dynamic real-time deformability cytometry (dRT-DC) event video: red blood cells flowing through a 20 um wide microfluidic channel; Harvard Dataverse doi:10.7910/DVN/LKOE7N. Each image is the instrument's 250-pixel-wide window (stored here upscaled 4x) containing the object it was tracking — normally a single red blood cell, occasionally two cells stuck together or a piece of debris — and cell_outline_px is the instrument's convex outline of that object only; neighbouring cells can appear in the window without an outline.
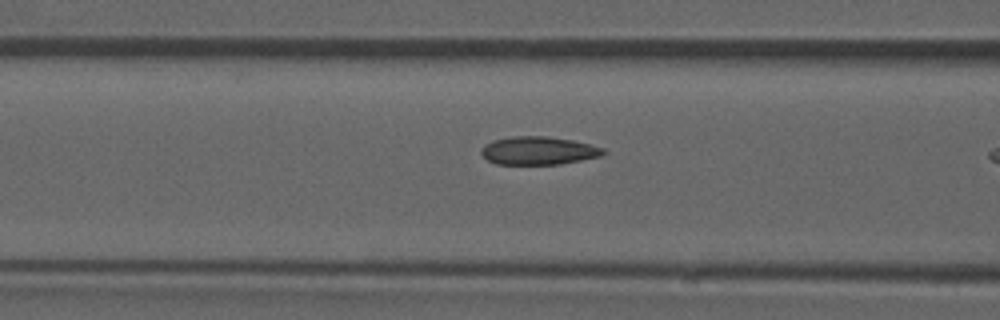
{"species": "common noctule bat (a hibernating species)", "species_latin": "Nyctalus noctula", "temperature_condition": "room temperature", "stored_images_in_passage": 10, "camera_frame_rate_fps": 3000, "um_per_image_px": 0.085, "animal": {"sex": "male", "forearm_length_mm": 52.5}, "frame": {"image": 1, "passage_image": 9, "time_ms": 2.667, "image_size_px": [1000, 320], "cell_outline_px": [[608, 152], [600, 156], [560, 164], [496, 164], [488, 160], [480, 152], [484, 144], [492, 140], [512, 136], [548, 136], [572, 140], [604, 148]], "centroid_in_image_um": [45.76, 12.8], "position_along_channel_um": 120.8, "area_um2": 20.0}}